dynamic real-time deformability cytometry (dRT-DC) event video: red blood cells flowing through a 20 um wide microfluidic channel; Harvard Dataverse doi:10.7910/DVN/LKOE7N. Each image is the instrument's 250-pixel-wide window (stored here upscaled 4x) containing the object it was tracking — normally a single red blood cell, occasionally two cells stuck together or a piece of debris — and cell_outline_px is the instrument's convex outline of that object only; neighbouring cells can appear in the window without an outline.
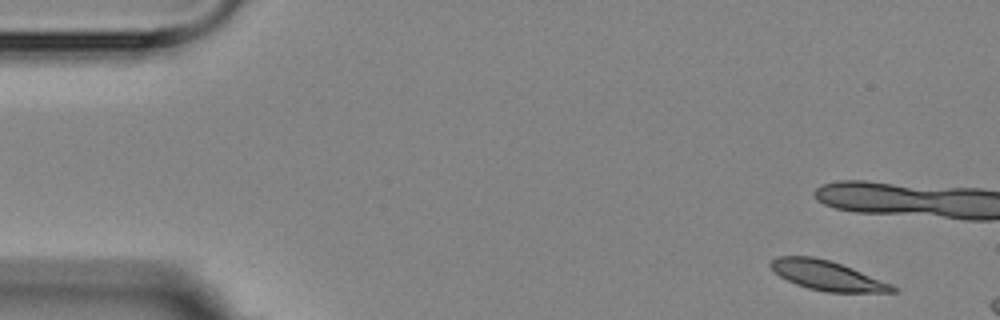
{"species": "Egyptian fruit bat (a non-hibernating species)", "species_latin": "Rousettus aegyptiacus", "temperature_condition": "room temperature", "stored_images_in_passage": 4, "camera_frame_rate_fps": 3000, "um_per_image_px": 0.085, "animal": {"sex": "female"}, "frame": {"image": 1, "passage_image": 1, "time_ms": 0.0, "image_size_px": [1000, 320], "cell_outline_px": [[900, 288], [896, 292], [824, 292], [808, 288], [796, 284], [780, 276], [768, 264], [776, 256], [812, 256], [828, 260], [852, 268], [892, 284]], "centroid_in_image_um": [70.33, 23.42], "position_along_channel_um": 14.7, "area_um2": 20.87}}